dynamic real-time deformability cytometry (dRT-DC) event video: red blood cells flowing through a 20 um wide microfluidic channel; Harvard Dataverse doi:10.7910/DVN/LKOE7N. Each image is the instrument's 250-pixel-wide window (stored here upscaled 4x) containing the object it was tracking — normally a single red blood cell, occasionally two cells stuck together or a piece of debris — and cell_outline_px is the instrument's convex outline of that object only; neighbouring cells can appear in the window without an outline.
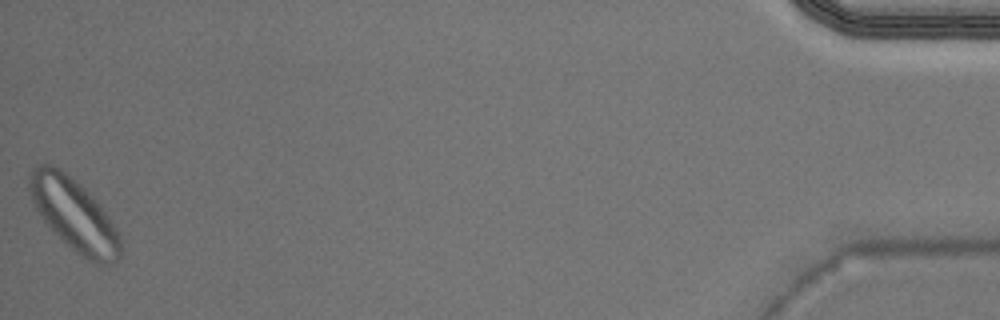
{"species": "Egyptian fruit bat (a non-hibernating species)", "species_latin": "Rousettus aegyptiacus", "temperature_condition": "warm", "stored_images_in_passage": 39, "camera_frame_rate_fps": 3000, "um_per_image_px": 0.085, "animal": {"sex": "male"}, "frame": {"image": 1, "passage_image": 39, "time_ms": 12.667, "image_size_px": [1000, 320], "cell_outline_px": [[120, 260], [108, 264], [92, 264], [80, 256], [44, 220], [36, 208], [32, 200], [28, 188], [28, 180], [32, 168], [36, 164], [52, 164], [60, 168], [80, 184], [100, 204], [116, 228], [120, 236]], "centroid_in_image_um": [6.31, 18.24], "position_along_channel_um": 428.9, "area_um2": 38.03}}